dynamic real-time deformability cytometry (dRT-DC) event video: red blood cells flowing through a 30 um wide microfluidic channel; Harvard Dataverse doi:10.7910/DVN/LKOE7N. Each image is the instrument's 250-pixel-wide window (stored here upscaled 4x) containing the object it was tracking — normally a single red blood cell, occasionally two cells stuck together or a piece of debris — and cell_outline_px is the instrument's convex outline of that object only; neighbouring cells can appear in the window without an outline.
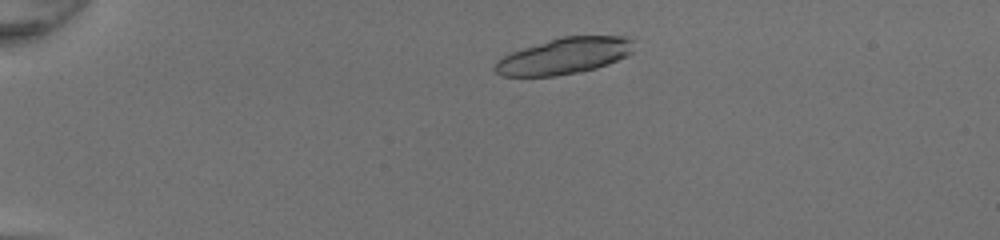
{"species": "common noctule bat (a hibernating species)", "species_latin": "Nyctalus noctula", "temperature_condition": "room temperature", "stored_images_in_passage": 5, "camera_frame_rate_fps": 3000, "um_per_image_px": 0.085, "animal": {"sex": "female", "body_mass_g": 20.0, "forearm_length_mm": 54.0}, "frame": {"image": 1, "passage_image": 5, "time_ms": 1.333, "image_size_px": [1000, 240], "cell_outline_px": [[632, 52], [628, 56], [608, 64], [596, 68], [580, 72], [556, 76], [504, 76], [496, 72], [492, 68], [496, 60], [512, 52], [560, 36], [628, 36], [632, 40]], "centroid_in_image_um": [47.97, 4.76], "position_along_channel_um": 37.0, "area_um2": 29.36}}